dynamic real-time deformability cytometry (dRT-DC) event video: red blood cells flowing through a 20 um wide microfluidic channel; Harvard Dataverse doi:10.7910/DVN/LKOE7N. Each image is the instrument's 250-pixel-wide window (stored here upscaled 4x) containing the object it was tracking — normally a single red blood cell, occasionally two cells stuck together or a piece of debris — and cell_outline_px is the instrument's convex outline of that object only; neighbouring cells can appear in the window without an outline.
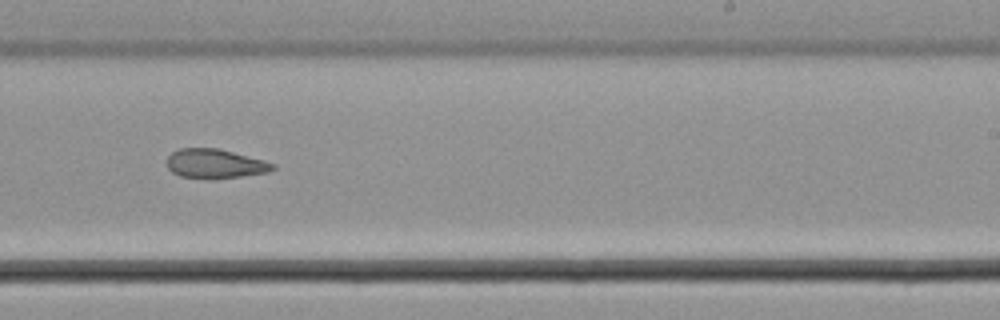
{"species": "common noctule bat (a hibernating species)", "species_latin": "Nyctalus noctula", "temperature_condition": "cold", "stored_images_in_passage": 35, "camera_frame_rate_fps": 3000, "um_per_image_px": 0.085, "animal": {"sex": "male", "body_mass_g": 21.5, "forearm_length_mm": 52.0}, "frame": {"image": 1, "passage_image": 16, "time_ms": 5.0, "image_size_px": [1000, 320], "cell_outline_px": [[276, 168], [268, 172], [212, 180], [180, 176], [172, 172], [168, 168], [168, 156], [172, 152], [180, 148], [220, 148], [264, 160], [276, 164]], "centroid_in_image_um": [18.29, 13.92], "position_along_channel_um": 270.7, "area_um2": 18.26}}